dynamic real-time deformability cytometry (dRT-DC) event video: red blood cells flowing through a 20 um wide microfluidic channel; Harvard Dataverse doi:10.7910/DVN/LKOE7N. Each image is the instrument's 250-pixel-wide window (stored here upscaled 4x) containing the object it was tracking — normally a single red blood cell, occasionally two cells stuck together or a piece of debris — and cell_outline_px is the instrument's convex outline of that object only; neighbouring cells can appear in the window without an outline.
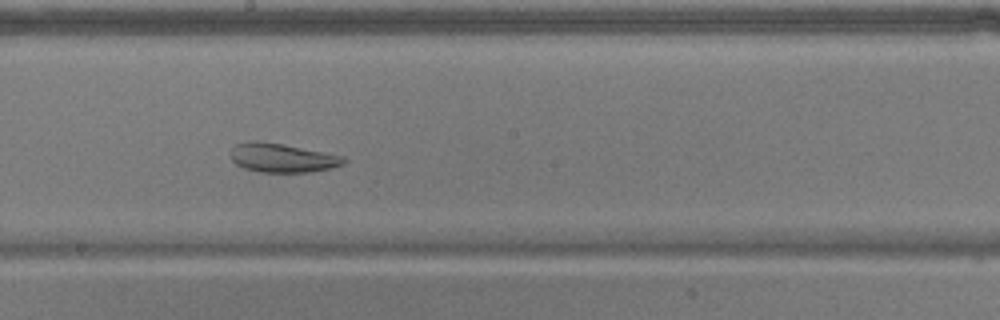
{"species": "common noctule bat (a hibernating species)", "species_latin": "Nyctalus noctula", "temperature_condition": "warm", "stored_images_in_passage": 55, "camera_frame_rate_fps": 3000, "um_per_image_px": 0.085, "animal": {"sex": "male", "body_mass_g": 17.9}, "frame": {"image": 1, "passage_image": 30, "time_ms": 9.667, "image_size_px": [1000, 320], "cell_outline_px": [[348, 160], [344, 164], [332, 168], [308, 172], [260, 172], [244, 168], [236, 164], [232, 160], [232, 148], [236, 144], [248, 140], [256, 140], [284, 144], [344, 156]], "centroid_in_image_um": [24.01, 13.41], "position_along_channel_um": 224.2, "area_um2": 19.19}}
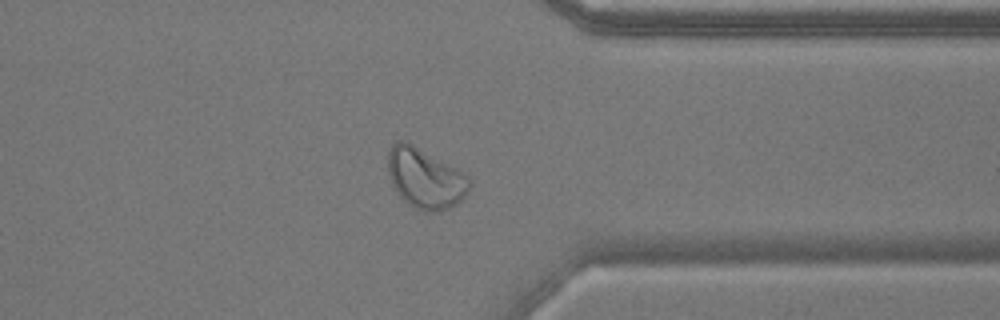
{"frame": {"image": 2, "passage_image": 43, "time_ms": 14.0, "image_size_px": [1000, 320], "cell_outline_px": [[472, 184], [464, 196], [456, 204], [440, 212], [428, 212], [416, 208], [408, 204], [400, 196], [392, 184], [388, 172], [388, 152], [392, 144], [396, 140], [404, 140], [412, 144], [460, 172]], "centroid_in_image_um": [36.09, 15.18], "position_along_channel_um": 375.3, "area_um2": 27.86}}
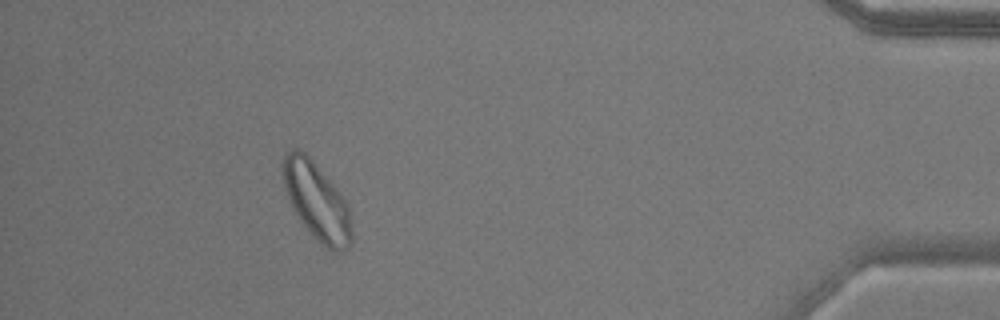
{"frame": {"image": 3, "passage_image": 50, "time_ms": 16.333, "image_size_px": [1000, 320], "cell_outline_px": [[352, 244], [344, 252], [336, 252], [328, 248], [316, 240], [300, 220], [292, 208], [284, 188], [280, 172], [280, 164], [284, 152], [292, 148], [300, 148], [316, 164], [340, 192], [348, 208], [352, 228]], "centroid_in_image_um": [26.88, 17.07], "position_along_channel_um": 408.3, "area_um2": 31.56}, "authors_computed_cell_mechanics": {"area_um2": 29.1312, "velocity_mm_per_s": 3.6192, "shape_relaxation_time_tau1_ms": null, "shape_relaxation_time_tau2_ms": 1.5164, "deformation_change_tau1": null, "deformation_change_tau2": 0.0762}}